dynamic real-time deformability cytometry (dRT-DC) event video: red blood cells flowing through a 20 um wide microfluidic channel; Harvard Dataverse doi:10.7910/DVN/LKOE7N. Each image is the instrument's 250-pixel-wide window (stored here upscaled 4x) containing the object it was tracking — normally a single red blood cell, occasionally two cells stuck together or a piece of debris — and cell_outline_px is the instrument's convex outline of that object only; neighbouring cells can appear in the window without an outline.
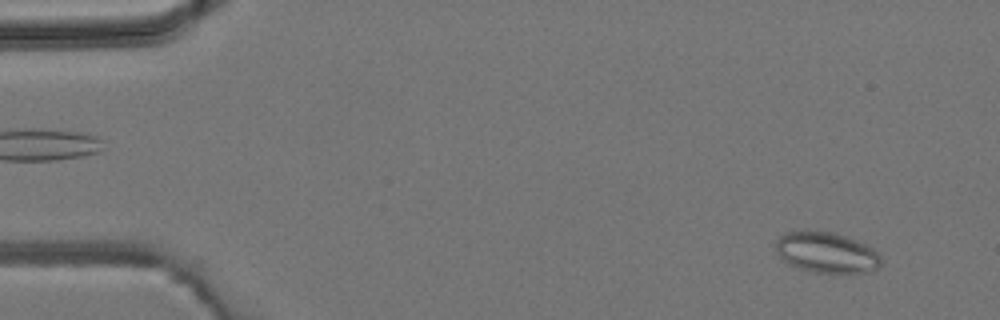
{"species": "common noctule bat (a hibernating species)", "species_latin": "Nyctalus noctula", "temperature_condition": "room temperature", "stored_images_in_passage": 3, "camera_frame_rate_fps": 3000, "um_per_image_px": 0.085, "animal": {"sex": "male", "body_mass_g": 19.2, "forearm_length_mm": 51.8}, "frame": {"image": 1, "passage_image": 1, "time_ms": 0.0, "image_size_px": [1000, 320], "cell_outline_px": [[884, 260], [876, 268], [864, 272], [812, 272], [796, 268], [788, 264], [776, 252], [776, 240], [780, 236], [788, 232], [836, 232], [856, 240], [872, 248]], "centroid_in_image_um": [70.24, 21.47], "position_along_channel_um": 14.8, "area_um2": 24.62}}